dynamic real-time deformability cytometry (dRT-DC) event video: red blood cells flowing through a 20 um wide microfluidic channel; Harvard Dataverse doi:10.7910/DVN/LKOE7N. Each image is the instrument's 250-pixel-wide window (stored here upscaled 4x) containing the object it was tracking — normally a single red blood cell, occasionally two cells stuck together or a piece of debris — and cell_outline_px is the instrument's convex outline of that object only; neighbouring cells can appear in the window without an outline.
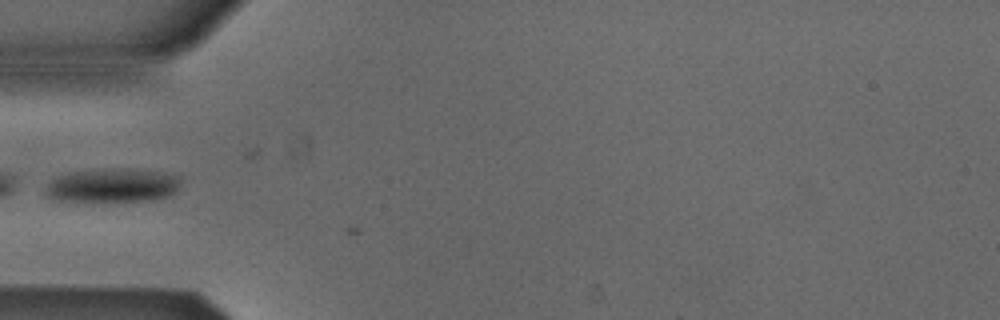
{"species": "Egyptian fruit bat (a non-hibernating species)", "species_latin": "Rousettus aegyptiacus", "temperature_condition": "cold", "stored_images_in_passage": 3, "camera_frame_rate_fps": 3000, "um_per_image_px": 0.085, "animal": {"sex": "male"}, "frame": {"image": 1, "passage_image": 2, "time_ms": 0.333, "image_size_px": [1000, 320], "cell_outline_px": [[180, 184], [176, 192], [172, 196], [152, 200], [104, 204], [100, 204], [52, 200], [48, 196], [44, 188], [56, 176], [68, 172], [104, 168], [112, 168], [156, 172], [180, 176]], "centroid_in_image_um": [9.51, 15.82], "position_along_channel_um": 75.5, "area_um2": 27.92}}